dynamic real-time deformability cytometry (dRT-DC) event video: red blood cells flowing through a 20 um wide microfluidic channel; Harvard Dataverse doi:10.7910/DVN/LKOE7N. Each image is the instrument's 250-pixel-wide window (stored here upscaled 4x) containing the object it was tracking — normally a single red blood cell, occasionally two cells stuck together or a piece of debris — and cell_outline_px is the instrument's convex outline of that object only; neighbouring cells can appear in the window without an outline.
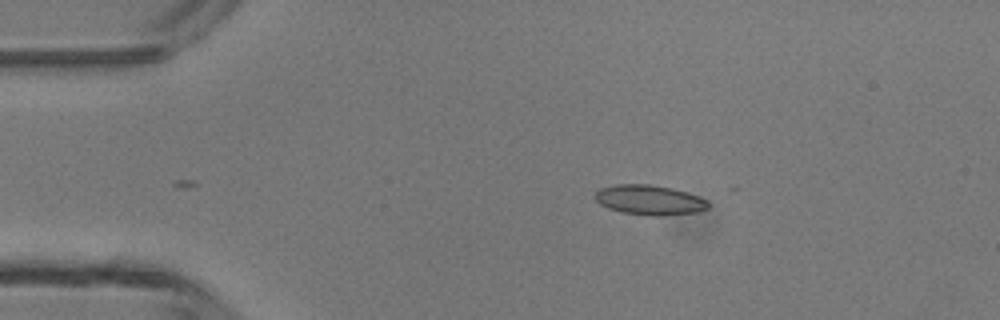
{"species": "common noctule bat (a hibernating species)", "species_latin": "Nyctalus noctula", "temperature_condition": "room temperature", "stored_images_in_passage": 3, "camera_frame_rate_fps": 3000, "um_per_image_px": 0.085, "animal": {"sex": "male", "body_mass_g": 13.3}, "frame": {"image": 1, "passage_image": 1, "time_ms": 0.0, "image_size_px": [1000, 320], "cell_outline_px": [[708, 208], [696, 212], [660, 216], [652, 216], [620, 212], [608, 208], [600, 204], [596, 200], [596, 192], [600, 188], [616, 184], [648, 184], [672, 188], [696, 196], [704, 200], [708, 204]], "centroid_in_image_um": [55.15, 17.0], "position_along_channel_um": 29.8, "area_um2": 19.42}}